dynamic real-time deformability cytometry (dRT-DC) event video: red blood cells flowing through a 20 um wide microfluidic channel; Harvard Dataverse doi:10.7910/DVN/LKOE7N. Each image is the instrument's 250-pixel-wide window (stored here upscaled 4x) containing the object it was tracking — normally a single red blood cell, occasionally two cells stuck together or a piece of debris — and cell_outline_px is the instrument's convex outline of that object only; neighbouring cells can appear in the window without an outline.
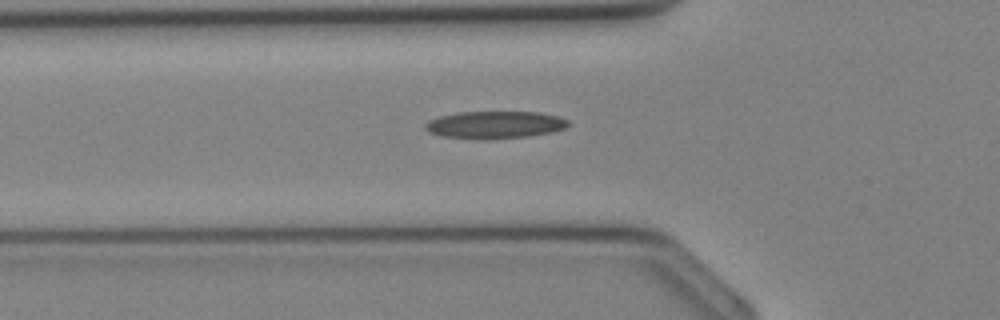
{"species": "Egyptian fruit bat (a non-hibernating species)", "species_latin": "Rousettus aegyptiacus", "temperature_condition": "cold", "stored_images_in_passage": 25, "camera_frame_rate_fps": 3000, "um_per_image_px": 0.085, "animal": {"sex": "female"}, "frame": {"image": 1, "passage_image": 2, "time_ms": 0.333, "image_size_px": [1000, 320], "cell_outline_px": [[568, 124], [564, 128], [552, 132], [528, 136], [480, 140], [440, 136], [428, 132], [424, 128], [424, 124], [428, 120], [440, 116], [460, 112], [540, 112], [560, 116], [568, 120]], "centroid_in_image_um": [42.03, 10.61], "position_along_channel_um": 83.8, "area_um2": 23.0}}
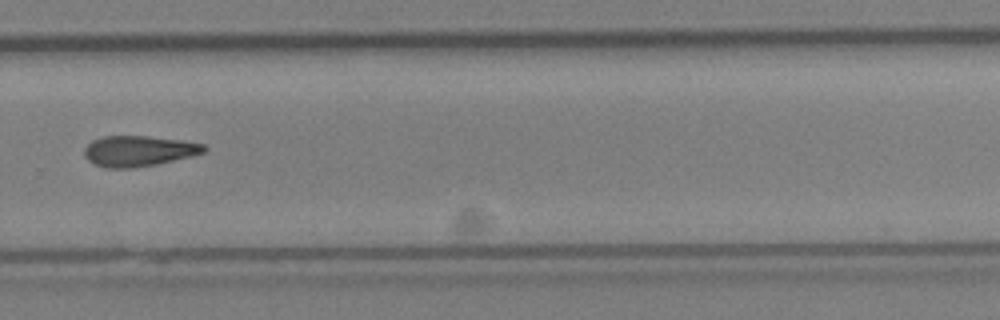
{"frame": {"image": 2, "passage_image": 14, "time_ms": 4.333, "image_size_px": [1000, 320], "cell_outline_px": [[208, 148], [204, 152], [156, 164], [128, 168], [108, 168], [96, 164], [88, 160], [84, 156], [84, 148], [92, 140], [104, 136], [148, 136], [180, 140], [204, 144]], "centroid_in_image_um": [11.75, 12.82], "position_along_channel_um": 318.1, "area_um2": 21.04}}
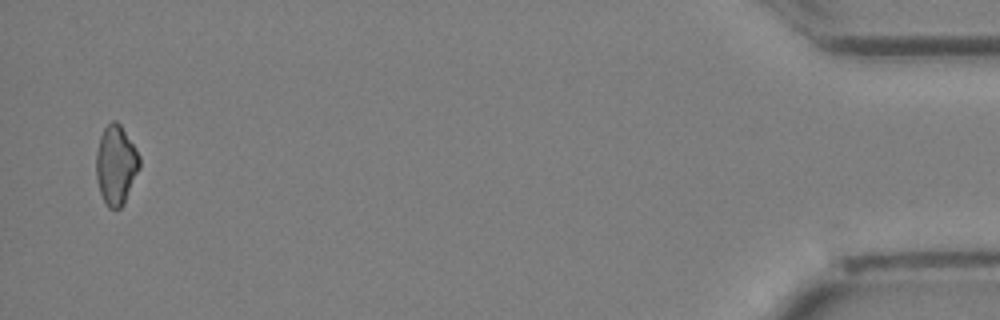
{"frame": {"image": 3, "passage_image": 24, "time_ms": 7.667, "image_size_px": [1000, 320], "cell_outline_px": [[140, 168], [124, 204], [120, 208], [108, 208], [100, 192], [96, 176], [96, 152], [100, 136], [104, 128], [112, 120], [116, 120], [120, 124], [140, 156]], "centroid_in_image_um": [9.86, 14.02], "position_along_channel_um": 425.3, "area_um2": 20.0}}